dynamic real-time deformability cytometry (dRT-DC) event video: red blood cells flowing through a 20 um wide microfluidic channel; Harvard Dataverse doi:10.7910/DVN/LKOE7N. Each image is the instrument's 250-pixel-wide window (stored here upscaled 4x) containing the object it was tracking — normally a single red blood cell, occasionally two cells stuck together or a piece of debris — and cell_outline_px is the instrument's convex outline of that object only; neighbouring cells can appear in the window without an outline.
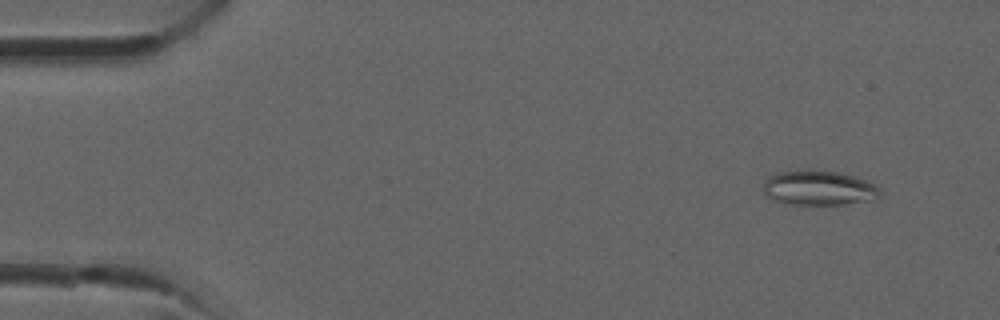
{"species": "common noctule bat (a hibernating species)", "species_latin": "Nyctalus noctula", "temperature_condition": "room temperature", "stored_images_in_passage": 35, "camera_frame_rate_fps": 3000, "um_per_image_px": 0.085, "animal": {"sex": "male", "forearm_length_mm": 52.5}, "frame": {"image": 1, "passage_image": 3, "time_ms": 0.667, "image_size_px": [1000, 320], "cell_outline_px": [[880, 196], [876, 200], [844, 204], [792, 204], [776, 200], [764, 196], [764, 180], [768, 176], [776, 172], [840, 172], [876, 184], [880, 188]], "centroid_in_image_um": [69.63, 16.01], "position_along_channel_um": 15.4, "area_um2": 23.18}}
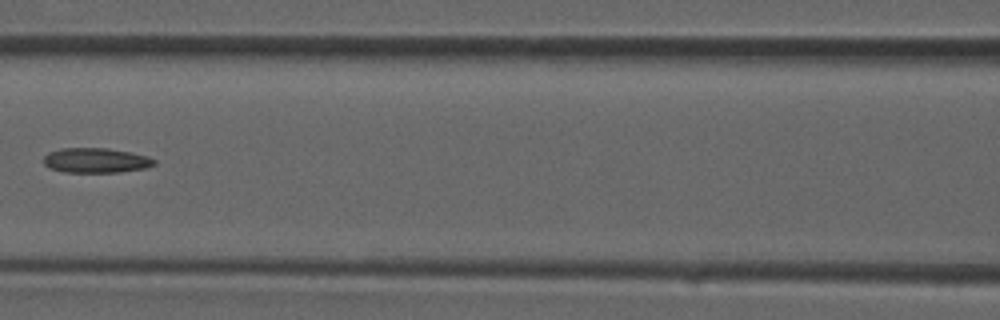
{"frame": {"image": 2, "passage_image": 16, "time_ms": 5.0, "image_size_px": [1000, 320], "cell_outline_px": [[156, 164], [144, 168], [120, 172], [64, 172], [48, 168], [44, 164], [44, 156], [48, 152], [60, 148], [108, 148], [132, 152], [148, 156], [156, 160]], "centroid_in_image_um": [8.14, 13.63], "position_along_channel_um": 158.5, "area_um2": 16.18}}
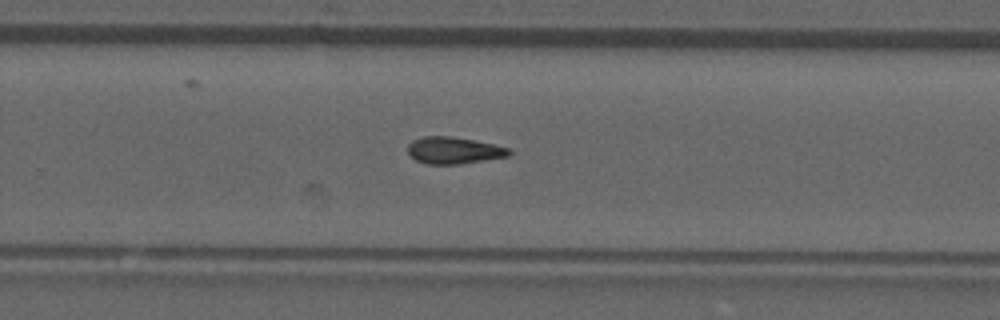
{"frame": {"image": 3, "passage_image": 23, "time_ms": 7.333, "image_size_px": [1000, 320], "cell_outline_px": [[512, 152], [508, 156], [460, 164], [428, 164], [416, 160], [408, 152], [408, 144], [412, 140], [424, 136], [452, 136], [492, 144], [508, 148]], "centroid_in_image_um": [38.55, 12.78], "position_along_channel_um": 291.3, "area_um2": 15.66}}